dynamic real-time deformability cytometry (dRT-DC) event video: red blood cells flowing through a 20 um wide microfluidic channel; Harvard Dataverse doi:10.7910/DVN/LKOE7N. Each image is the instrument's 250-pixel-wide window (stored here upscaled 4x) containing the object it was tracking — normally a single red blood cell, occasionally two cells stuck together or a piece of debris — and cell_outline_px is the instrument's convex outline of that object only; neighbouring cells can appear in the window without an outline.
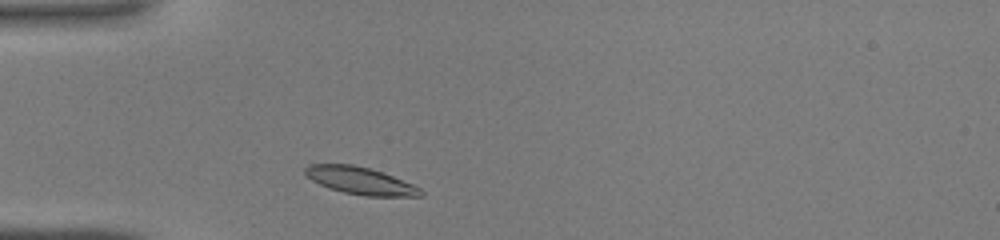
{"species": "common noctule bat (a hibernating species)", "species_latin": "Nyctalus noctula", "temperature_condition": "warm", "stored_images_in_passage": 29, "camera_frame_rate_fps": 3000, "um_per_image_px": 0.085, "animal": {"sex": "male", "body_mass_g": 19.0, "forearm_length_mm": 50.8}, "frame": {"image": 1, "passage_image": 2, "time_ms": 0.333, "image_size_px": [1000, 240], "cell_outline_px": [[424, 196], [364, 196], [344, 192], [328, 188], [312, 180], [304, 172], [304, 168], [308, 164], [352, 164], [368, 168], [392, 176], [412, 184], [420, 188], [424, 192]], "centroid_in_image_um": [30.61, 15.36], "position_along_channel_um": 54.4, "area_um2": 18.21}}
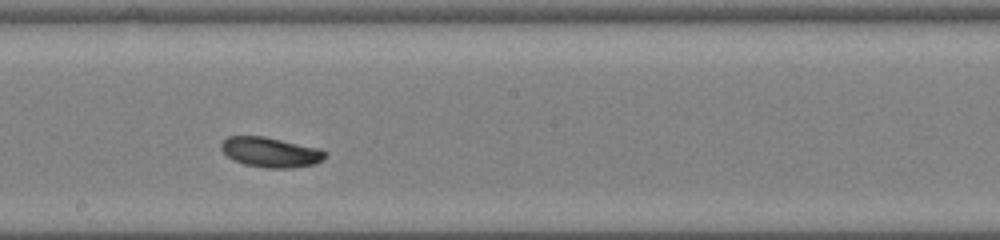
{"frame": {"image": 2, "passage_image": 14, "time_ms": 4.333, "image_size_px": [1000, 240], "cell_outline_px": [[328, 152], [324, 160], [316, 164], [292, 168], [264, 168], [244, 164], [228, 156], [220, 148], [220, 144], [228, 136], [264, 136], [320, 148]], "centroid_in_image_um": [23.05, 12.94], "position_along_channel_um": 225.1, "area_um2": 18.32}}
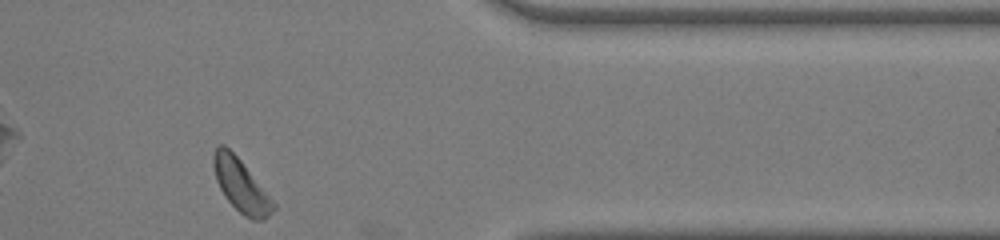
{"frame": {"image": 3, "passage_image": 26, "time_ms": 8.333, "image_size_px": [1000, 240], "cell_outline_px": [[276, 208], [264, 220], [252, 220], [244, 216], [224, 196], [216, 180], [212, 164], [212, 156], [216, 148], [220, 144], [224, 144], [240, 160], [276, 204]], "centroid_in_image_um": [20.47, 15.78], "position_along_channel_um": 390.9, "area_um2": 18.15}}